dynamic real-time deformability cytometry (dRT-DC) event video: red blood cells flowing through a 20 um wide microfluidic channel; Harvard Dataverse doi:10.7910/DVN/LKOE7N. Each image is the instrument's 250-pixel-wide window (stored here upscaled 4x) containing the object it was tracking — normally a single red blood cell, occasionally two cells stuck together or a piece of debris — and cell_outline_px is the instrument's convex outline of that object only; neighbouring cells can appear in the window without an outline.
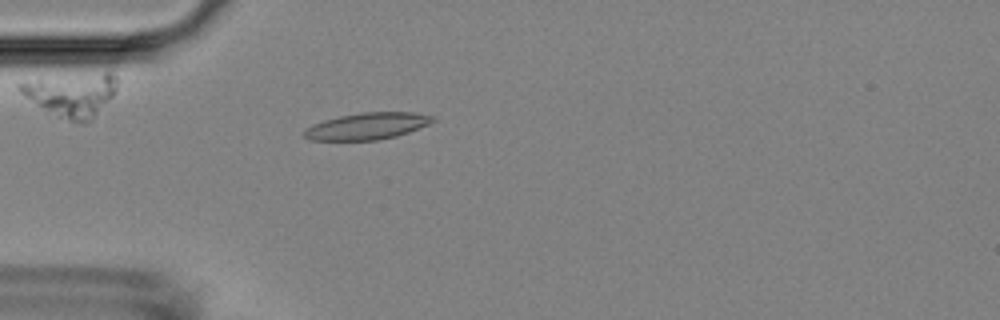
{"species": "Egyptian fruit bat (a non-hibernating species)", "species_latin": "Rousettus aegyptiacus", "temperature_condition": "room temperature", "stored_images_in_passage": 40, "camera_frame_rate_fps": 3000, "um_per_image_px": 0.085, "animal": {"sex": "female"}, "frame": {"image": 1, "passage_image": 2, "time_ms": 0.333, "image_size_px": [1000, 320], "cell_outline_px": [[436, 120], [428, 124], [408, 132], [396, 136], [380, 140], [308, 140], [300, 132], [304, 128], [312, 124], [324, 120], [340, 116], [360, 112], [412, 112], [436, 116]], "centroid_in_image_um": [31.17, 10.72], "position_along_channel_um": 53.8, "area_um2": 20.23}}
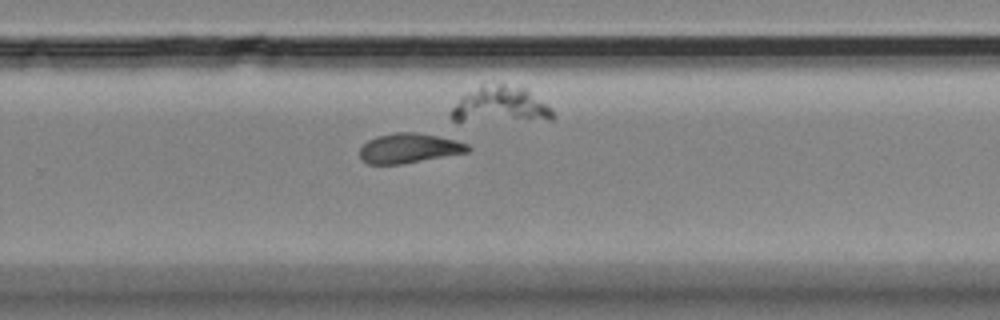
{"frame": {"image": 2, "passage_image": 22, "time_ms": 7.0, "image_size_px": [1000, 320], "cell_outline_px": [[472, 148], [468, 152], [404, 164], [368, 164], [360, 160], [360, 148], [368, 140], [376, 136], [396, 132], [416, 132], [456, 140], [468, 144]], "centroid_in_image_um": [34.76, 12.6], "position_along_channel_um": 295.0, "area_um2": 18.84}}
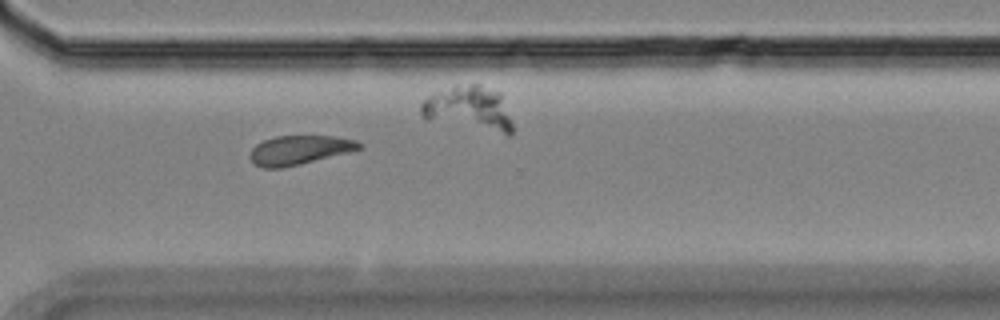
{"frame": {"image": 3, "passage_image": 26, "time_ms": 8.333, "image_size_px": [1000, 320], "cell_outline_px": [[364, 144], [360, 148], [352, 152], [284, 168], [260, 168], [248, 156], [252, 148], [256, 144], [264, 140], [276, 136], [336, 136], [356, 140]], "centroid_in_image_um": [25.47, 12.76], "position_along_channel_um": 345.1, "area_um2": 18.79}}